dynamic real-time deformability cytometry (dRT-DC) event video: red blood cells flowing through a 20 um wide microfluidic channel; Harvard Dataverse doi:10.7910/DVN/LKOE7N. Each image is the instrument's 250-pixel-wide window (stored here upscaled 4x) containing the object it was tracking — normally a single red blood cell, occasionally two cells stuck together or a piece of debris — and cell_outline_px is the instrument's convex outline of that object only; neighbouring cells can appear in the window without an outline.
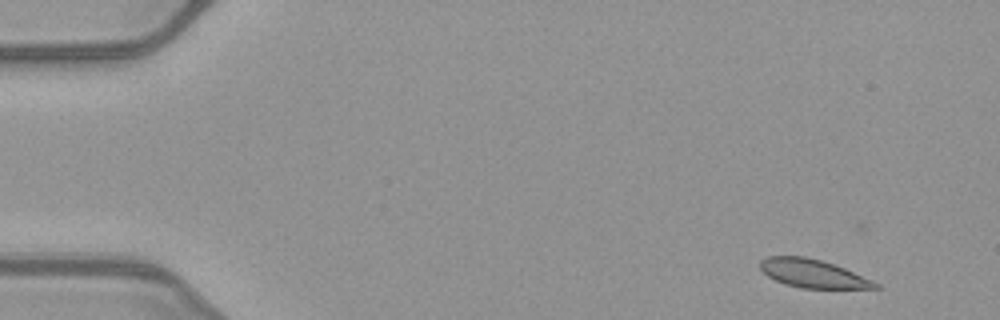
{"species": "common noctule bat (a hibernating species)", "species_latin": "Nyctalus noctula", "temperature_condition": "warm", "stored_images_in_passage": 15, "camera_frame_rate_fps": 3000, "um_per_image_px": 0.085, "animal": {"sex": "female", "body_mass_g": 21.9}, "frame": {"image": 1, "passage_image": 1, "time_ms": 0.0, "image_size_px": [1000, 320], "cell_outline_px": [[880, 288], [800, 288], [784, 284], [768, 276], [760, 268], [760, 260], [768, 256], [804, 256], [820, 260], [844, 268], [872, 280], [880, 284]], "centroid_in_image_um": [69.07, 23.25], "position_along_channel_um": 15.9, "area_um2": 18.79}}
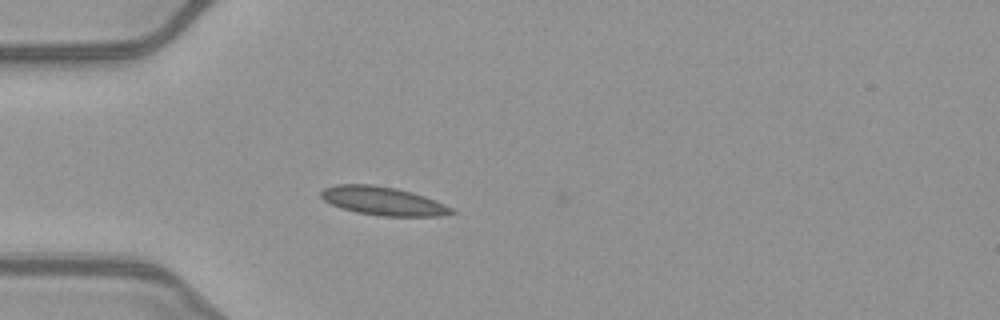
{"frame": {"image": 2, "passage_image": 12, "time_ms": 3.667, "image_size_px": [1000, 320], "cell_outline_px": [[456, 212], [440, 216], [384, 216], [356, 212], [340, 208], [324, 200], [320, 196], [320, 192], [324, 188], [336, 184], [368, 184], [396, 188], [412, 192], [436, 200], [452, 208]], "centroid_in_image_um": [32.54, 17.08], "position_along_channel_um": 52.5, "area_um2": 21.62}}